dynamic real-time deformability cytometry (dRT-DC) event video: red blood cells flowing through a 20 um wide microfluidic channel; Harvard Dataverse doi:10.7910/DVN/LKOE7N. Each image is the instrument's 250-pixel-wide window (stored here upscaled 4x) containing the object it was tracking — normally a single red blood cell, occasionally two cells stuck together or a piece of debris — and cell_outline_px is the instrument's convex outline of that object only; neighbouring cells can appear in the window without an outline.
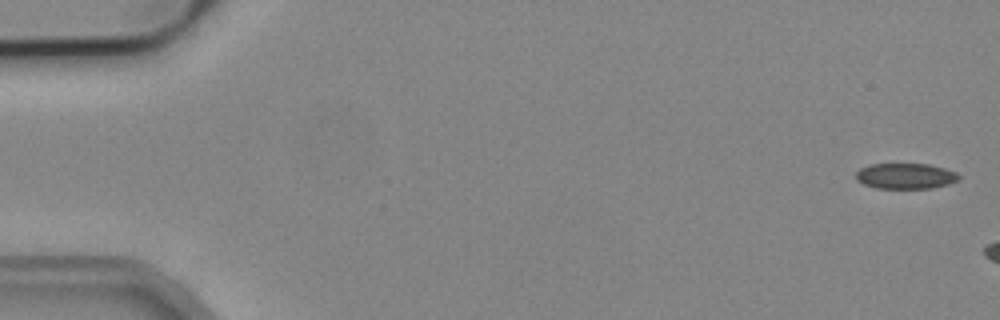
{"species": "common noctule bat (a hibernating species)", "species_latin": "Nyctalus noctula", "temperature_condition": "cold", "stored_images_in_passage": 3, "camera_frame_rate_fps": 3000, "um_per_image_px": 0.085, "animal": {"sex": "male", "body_mass_g": 19.2, "forearm_length_mm": 51.8}, "frame": {"image": 1, "passage_image": 1, "time_ms": 0.0, "image_size_px": [1000, 320], "cell_outline_px": [[960, 180], [948, 184], [932, 188], [876, 188], [864, 184], [856, 180], [856, 172], [860, 168], [868, 164], [928, 164], [944, 168], [956, 172], [960, 176]], "centroid_in_image_um": [76.97, 14.96], "position_along_channel_um": 8.0, "area_um2": 15.43}}